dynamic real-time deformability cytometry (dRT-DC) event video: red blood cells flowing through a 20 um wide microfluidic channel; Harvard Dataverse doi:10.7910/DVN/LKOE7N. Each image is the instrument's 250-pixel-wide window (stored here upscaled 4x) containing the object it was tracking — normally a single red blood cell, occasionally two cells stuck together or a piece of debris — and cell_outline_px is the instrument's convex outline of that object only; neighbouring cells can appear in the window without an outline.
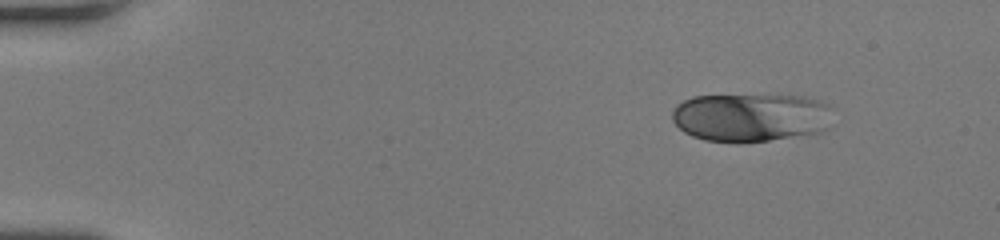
{"species": "human", "species_latin": "Homo sapiens", "temperature_condition": "room temperature", "stored_images_in_passage": 44, "camera_frame_rate_fps": 3000, "um_per_image_px": 0.085, "donor": {"sex": "female"}, "frame": {"image": 1, "passage_image": 1, "time_ms": 0.0, "image_size_px": [1000, 240], "cell_outline_px": [[828, 128], [820, 132], [768, 140], [704, 140], [692, 136], [684, 132], [672, 120], [672, 112], [676, 104], [692, 96], [800, 96], [816, 100], [828, 104]], "centroid_in_image_um": [63.76, 9.96], "position_along_channel_um": 21.2, "area_um2": 44.22}}
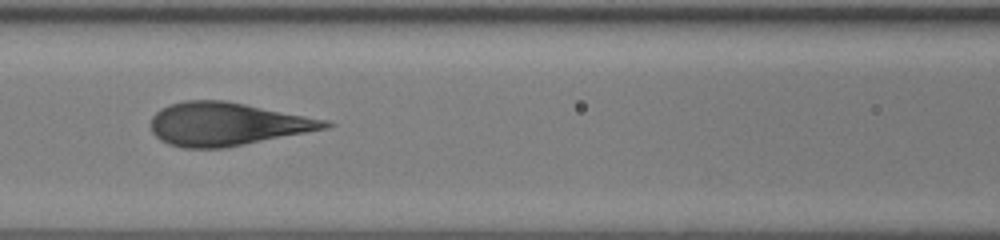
{"frame": {"image": 2, "passage_image": 18, "time_ms": 5.667, "image_size_px": [1000, 240], "cell_outline_px": [[336, 124], [328, 128], [224, 148], [180, 148], [168, 144], [160, 140], [152, 132], [148, 124], [152, 116], [160, 108], [184, 100], [224, 100], [328, 120]], "centroid_in_image_um": [19.25, 10.55], "position_along_channel_um": 147.4, "area_um2": 43.87}}
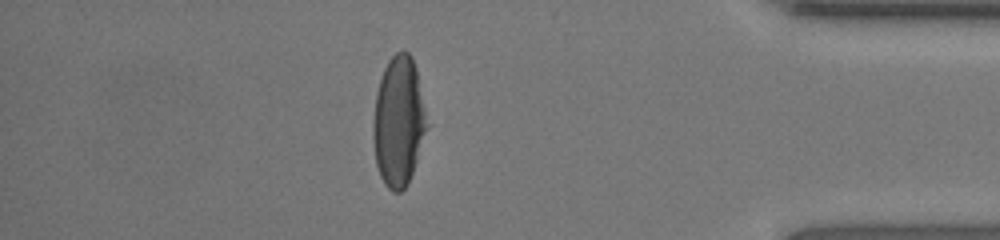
{"frame": {"image": 3, "passage_image": 38, "time_ms": 12.333, "image_size_px": [1000, 240], "cell_outline_px": [[432, 124], [408, 184], [400, 192], [392, 192], [384, 184], [380, 176], [376, 164], [372, 136], [372, 124], [376, 92], [384, 68], [388, 60], [396, 52], [408, 52], [412, 56], [416, 68]], "centroid_in_image_um": [33.94, 10.34], "position_along_channel_um": 401.3, "area_um2": 42.19}, "authors_computed_cell_mechanics": {"area_um2": 43.639, "velocity_mm_per_s": 4.2832, "shape_relaxation_time_tau1_ms": 3.8417, "shape_relaxation_time_tau2_ms": null, "deformation_change_tau1": 0.188, "deformation_change_tau2": null}}